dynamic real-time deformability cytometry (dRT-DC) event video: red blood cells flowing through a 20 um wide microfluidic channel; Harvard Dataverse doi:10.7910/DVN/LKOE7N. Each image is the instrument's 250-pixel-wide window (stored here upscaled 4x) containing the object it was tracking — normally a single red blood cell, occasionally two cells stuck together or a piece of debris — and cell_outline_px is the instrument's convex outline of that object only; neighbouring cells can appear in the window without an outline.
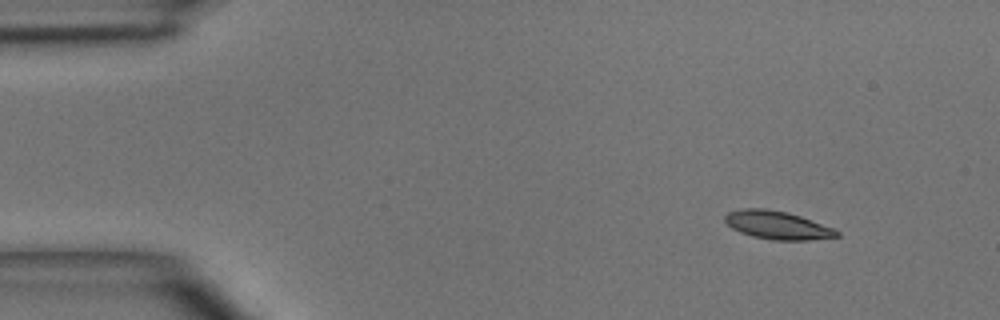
{"species": "common noctule bat (a hibernating species)", "species_latin": "Nyctalus noctula", "temperature_condition": "room temperature", "stored_images_in_passage": 3, "camera_frame_rate_fps": 3000, "um_per_image_px": 0.085, "animal": {"sex": "male", "body_mass_g": 15.6}, "frame": {"image": 1, "passage_image": 1, "time_ms": 0.0, "image_size_px": [1000, 320], "cell_outline_px": [[840, 236], [808, 240], [772, 240], [752, 236], [740, 232], [732, 228], [724, 220], [724, 216], [728, 212], [744, 208], [764, 208], [788, 212], [836, 228], [840, 232]], "centroid_in_image_um": [66.1, 19.13], "position_along_channel_um": 18.9, "area_um2": 18.5}}